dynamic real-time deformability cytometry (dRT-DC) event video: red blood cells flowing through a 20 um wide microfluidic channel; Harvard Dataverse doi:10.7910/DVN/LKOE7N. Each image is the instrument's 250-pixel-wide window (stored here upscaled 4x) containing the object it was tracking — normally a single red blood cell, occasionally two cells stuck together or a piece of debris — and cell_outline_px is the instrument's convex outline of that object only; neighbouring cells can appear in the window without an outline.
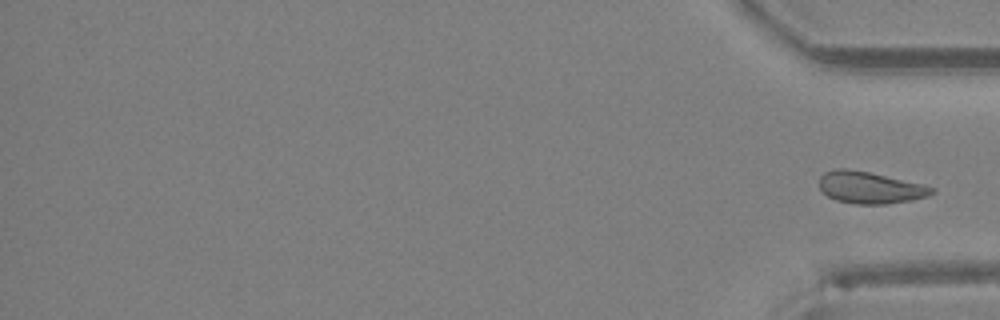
{"species": "Egyptian fruit bat (a non-hibernating species)", "species_latin": "Rousettus aegyptiacus", "temperature_condition": "room temperature", "stored_images_in_passage": 32, "segment_of_instrument_passage": [2, 2], "camera_frame_rate_fps": 3000, "um_per_image_px": 0.085, "animal": {"sex": "female"}, "frame": {"image": 1, "passage_image": 32, "time_ms": 10.333, "image_size_px": [1000, 320], "cell_outline_px": [[936, 192], [928, 196], [908, 200], [884, 204], [856, 204], [836, 200], [828, 196], [820, 188], [820, 176], [824, 172], [836, 168], [844, 168], [868, 172], [924, 184], [936, 188]], "centroid_in_image_um": [73.96, 15.94], "position_along_channel_um": 361.2, "area_um2": 20.75}}